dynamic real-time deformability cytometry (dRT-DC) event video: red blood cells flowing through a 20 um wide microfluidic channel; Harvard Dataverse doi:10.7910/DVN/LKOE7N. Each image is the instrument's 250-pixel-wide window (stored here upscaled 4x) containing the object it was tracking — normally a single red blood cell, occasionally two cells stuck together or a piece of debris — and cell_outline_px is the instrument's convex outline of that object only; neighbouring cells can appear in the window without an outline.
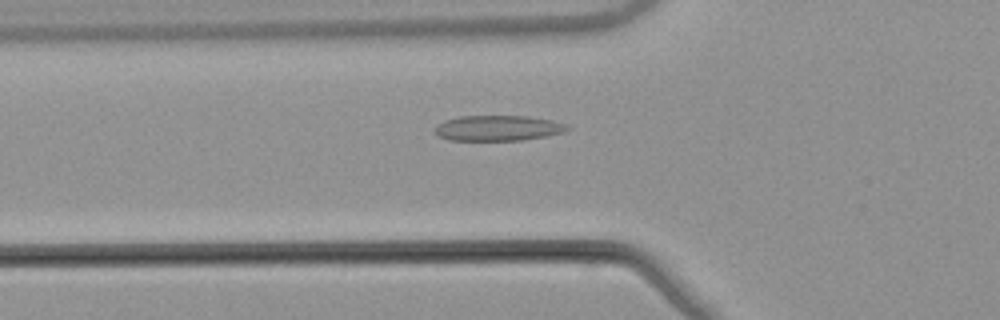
{"species": "common noctule bat (a hibernating species)", "species_latin": "Nyctalus noctula", "temperature_condition": "warm", "stored_images_in_passage": 53, "camera_frame_rate_fps": 3000, "um_per_image_px": 0.085, "animal": {"sex": "male", "body_mass_g": 21.5, "forearm_length_mm": 52.0}, "frame": {"image": 1, "passage_image": 19, "time_ms": 6.0, "image_size_px": [1000, 320], "cell_outline_px": [[572, 128], [564, 132], [524, 140], [448, 140], [440, 136], [432, 128], [444, 120], [460, 116], [528, 116], [552, 120], [568, 124]], "centroid_in_image_um": [42.35, 10.88], "position_along_channel_um": 83.5, "area_um2": 19.71}}
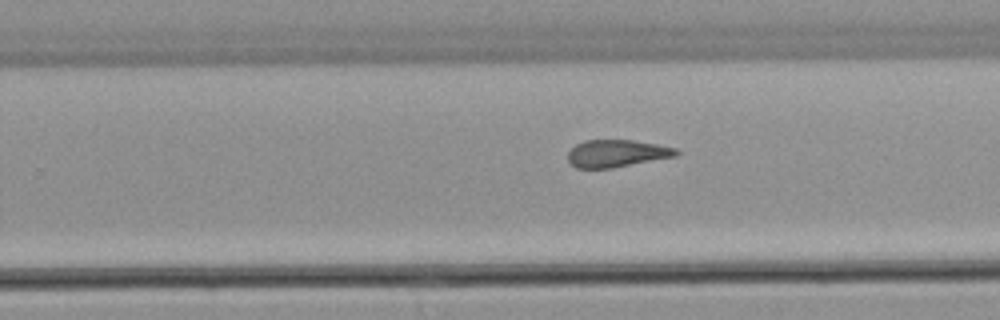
{"frame": {"image": 2, "passage_image": 34, "time_ms": 11.0, "image_size_px": [1000, 320], "cell_outline_px": [[680, 152], [676, 156], [612, 168], [576, 168], [568, 160], [568, 152], [576, 144], [584, 140], [632, 140], [656, 144], [676, 148]], "centroid_in_image_um": [52.41, 13.04], "position_along_channel_um": 277.4, "area_um2": 17.17}}
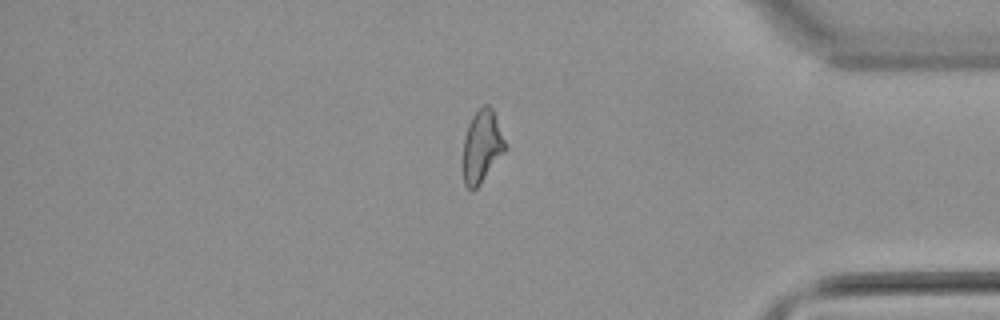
{"frame": {"image": 3, "passage_image": 45, "time_ms": 14.667, "image_size_px": [1000, 320], "cell_outline_px": [[508, 148], [480, 184], [472, 192], [464, 184], [460, 168], [460, 164], [464, 140], [468, 124], [472, 116], [484, 104], [488, 104], [492, 108]], "centroid_in_image_um": [40.92, 12.51], "position_along_channel_um": 394.3, "area_um2": 18.32}, "authors_computed_cell_mechanics": {"area_um2": 18.6694, "velocity_mm_per_s": 3.8712, "shape_relaxation_time_tau1_ms": 8.2097, "shape_relaxation_time_tau2_ms": 2.4825, "deformation_change_tau1": 0.1822, "deformation_change_tau2": 0.1108}}